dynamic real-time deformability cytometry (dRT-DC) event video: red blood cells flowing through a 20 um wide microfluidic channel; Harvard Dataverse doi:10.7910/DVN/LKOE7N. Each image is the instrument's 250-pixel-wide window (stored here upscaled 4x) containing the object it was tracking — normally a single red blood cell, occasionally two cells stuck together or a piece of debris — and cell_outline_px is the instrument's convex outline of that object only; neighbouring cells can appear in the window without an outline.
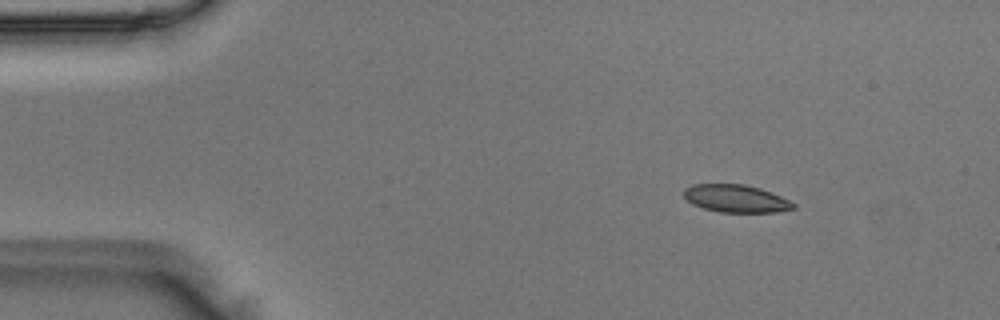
{"species": "Egyptian fruit bat (a non-hibernating species)", "species_latin": "Rousettus aegyptiacus", "temperature_condition": "room temperature", "stored_images_in_passage": 47, "camera_frame_rate_fps": 3000, "um_per_image_px": 0.085, "animal": {"sex": "male"}, "frame": {"image": 1, "passage_image": 3, "time_ms": 0.667, "image_size_px": [1000, 320], "cell_outline_px": [[796, 208], [776, 212], [720, 212], [704, 208], [692, 204], [684, 196], [684, 188], [692, 184], [744, 184], [760, 188], [780, 196], [796, 204]], "centroid_in_image_um": [62.55, 16.87], "position_along_channel_um": 22.5, "area_um2": 17.57}}
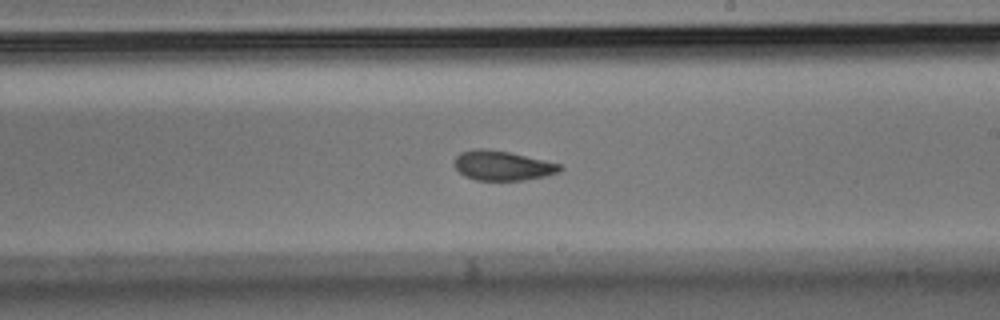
{"frame": {"image": 2, "passage_image": 26, "time_ms": 8.333, "image_size_px": [1000, 320], "cell_outline_px": [[564, 168], [560, 172], [544, 176], [524, 180], [476, 180], [464, 176], [456, 168], [456, 156], [460, 152], [476, 148], [484, 148], [508, 152], [544, 160], [560, 164]], "centroid_in_image_um": [42.72, 14.08], "position_along_channel_um": 246.3, "area_um2": 18.09}}
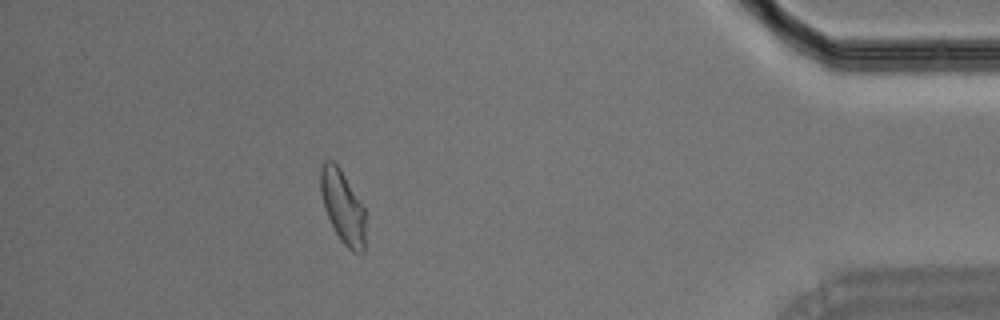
{"frame": {"image": 3, "passage_image": 42, "time_ms": 13.667, "image_size_px": [1000, 320], "cell_outline_px": [[364, 252], [352, 252], [340, 240], [324, 208], [320, 192], [320, 168], [324, 160], [332, 160], [340, 168], [364, 208]], "centroid_in_image_um": [29.1, 17.55], "position_along_channel_um": 406.1, "area_um2": 18.79}}